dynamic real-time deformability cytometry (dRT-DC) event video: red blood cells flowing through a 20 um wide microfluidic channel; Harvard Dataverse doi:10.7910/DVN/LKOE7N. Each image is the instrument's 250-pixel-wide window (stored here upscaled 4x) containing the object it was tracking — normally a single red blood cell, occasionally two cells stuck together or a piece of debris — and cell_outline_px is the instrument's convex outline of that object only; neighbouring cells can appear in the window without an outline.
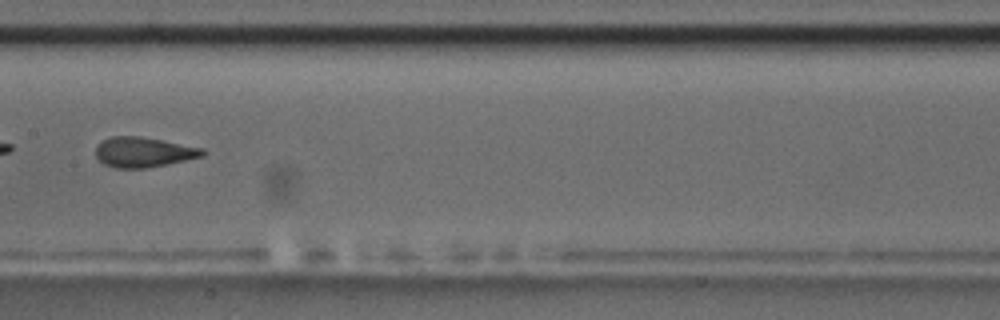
{"species": "common noctule bat (a hibernating species)", "species_latin": "Nyctalus noctula", "temperature_condition": "room temperature", "stored_images_in_passage": 10, "camera_frame_rate_fps": 3000, "um_per_image_px": 0.085, "animal": {"sex": "male", "body_mass_g": 17.5, "forearm_length_mm": 52.3}, "frame": {"image": 1, "passage_image": 9, "time_ms": 9.0, "image_size_px": [1000, 320], "cell_outline_px": [[204, 156], [168, 164], [144, 168], [116, 168], [104, 164], [96, 156], [96, 144], [100, 140], [112, 136], [140, 136], [204, 148]], "centroid_in_image_um": [12.17, 12.92], "position_along_channel_um": 195.2, "area_um2": 18.79}}